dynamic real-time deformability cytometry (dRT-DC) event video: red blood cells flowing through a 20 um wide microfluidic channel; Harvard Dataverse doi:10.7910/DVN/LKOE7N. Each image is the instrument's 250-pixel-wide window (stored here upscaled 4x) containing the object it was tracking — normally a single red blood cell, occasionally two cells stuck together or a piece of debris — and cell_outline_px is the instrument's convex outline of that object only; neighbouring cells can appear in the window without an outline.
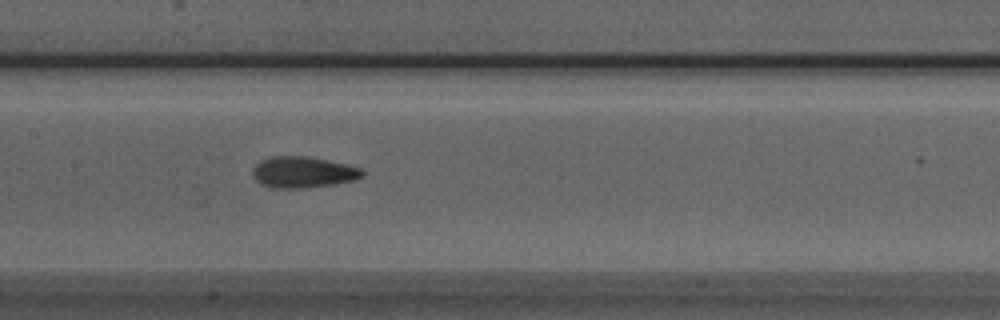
{"species": "Egyptian fruit bat (a non-hibernating species)", "species_latin": "Rousettus aegyptiacus", "temperature_condition": "room temperature", "stored_images_in_passage": 26, "camera_frame_rate_fps": 3000, "um_per_image_px": 0.085, "animal": {"sex": "male"}, "frame": {"image": 1, "passage_image": 25, "time_ms": 8.0, "image_size_px": [1000, 320], "cell_outline_px": [[364, 176], [356, 180], [336, 184], [308, 188], [272, 188], [260, 184], [256, 180], [252, 172], [252, 168], [260, 160], [272, 156], [304, 156], [344, 164], [360, 168], [364, 172]], "centroid_in_image_um": [25.74, 14.65], "position_along_channel_um": 181.7, "area_um2": 20.0}}